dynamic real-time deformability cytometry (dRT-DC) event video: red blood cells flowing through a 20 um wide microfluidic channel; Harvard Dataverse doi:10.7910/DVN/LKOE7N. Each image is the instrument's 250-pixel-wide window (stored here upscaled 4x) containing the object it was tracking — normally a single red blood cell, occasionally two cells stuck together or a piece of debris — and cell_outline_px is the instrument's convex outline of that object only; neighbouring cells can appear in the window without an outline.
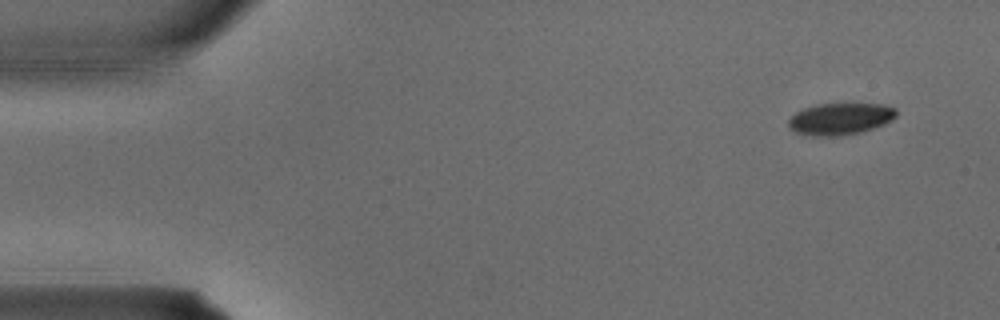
{"species": "common noctule bat (a hibernating species)", "species_latin": "Nyctalus noctula", "temperature_condition": "warm", "stored_images_in_passage": 2, "camera_frame_rate_fps": 3000, "um_per_image_px": 0.085, "animal": {"sex": "male", "body_mass_g": 15.6}, "frame": {"image": 1, "passage_image": 1, "time_ms": 0.0, "image_size_px": [1000, 320], "cell_outline_px": [[896, 116], [892, 120], [884, 124], [860, 132], [840, 136], [812, 136], [796, 132], [788, 128], [788, 120], [796, 112], [804, 108], [816, 104], [884, 104], [896, 108]], "centroid_in_image_um": [71.41, 10.1], "position_along_channel_um": 13.6, "area_um2": 20.0}}